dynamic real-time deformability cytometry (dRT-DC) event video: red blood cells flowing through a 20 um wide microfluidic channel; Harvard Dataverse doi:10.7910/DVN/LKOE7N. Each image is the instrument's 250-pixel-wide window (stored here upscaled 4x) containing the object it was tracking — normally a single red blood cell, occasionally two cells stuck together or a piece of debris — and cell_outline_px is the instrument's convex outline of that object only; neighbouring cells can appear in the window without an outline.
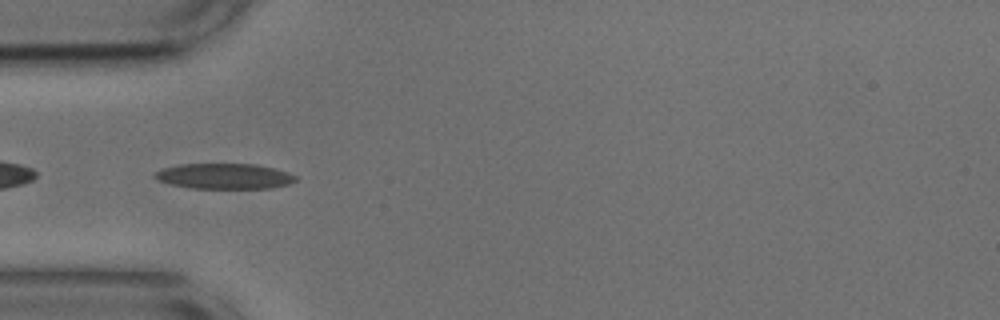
{"species": "common noctule bat (a hibernating species)", "species_latin": "Nyctalus noctula", "temperature_condition": "cold", "stored_images_in_passage": 7, "camera_frame_rate_fps": 3000, "um_per_image_px": 0.085, "animal": {"sex": "male", "body_mass_g": 17.9, "forearm_length_mm": 54.2}, "frame": {"image": 1, "passage_image": 4, "time_ms": 1.0, "image_size_px": [1000, 320], "cell_outline_px": [[296, 180], [288, 184], [272, 188], [188, 188], [172, 184], [160, 180], [152, 176], [156, 172], [164, 168], [180, 164], [256, 164], [276, 168], [288, 172], [296, 176]], "centroid_in_image_um": [19.1, 14.97], "position_along_channel_um": 65.9, "area_um2": 20.81}}